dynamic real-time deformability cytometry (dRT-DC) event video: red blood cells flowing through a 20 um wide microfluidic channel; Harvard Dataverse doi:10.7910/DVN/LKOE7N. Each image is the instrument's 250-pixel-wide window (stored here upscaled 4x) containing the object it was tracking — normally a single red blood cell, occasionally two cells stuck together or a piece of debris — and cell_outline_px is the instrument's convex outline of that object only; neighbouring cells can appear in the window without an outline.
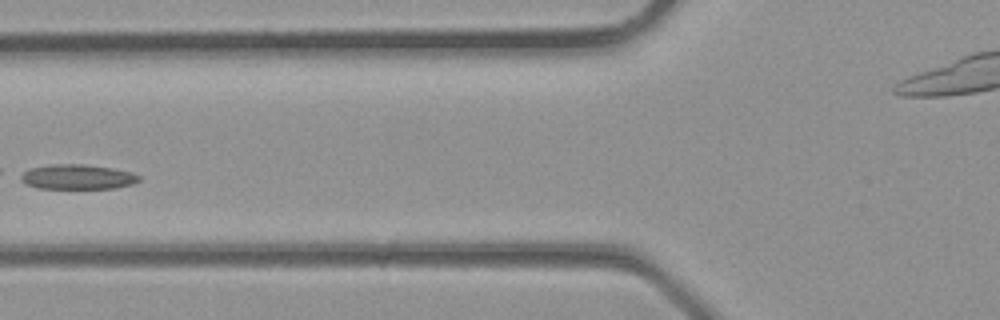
{"species": "common noctule bat (a hibernating species)", "species_latin": "Nyctalus noctula", "temperature_condition": "room temperature", "stored_images_in_passage": 31, "camera_frame_rate_fps": 3000, "um_per_image_px": 0.085, "animal": {"sex": "male", "body_mass_g": 23.1, "forearm_length_mm": 52.7}, "frame": {"image": 1, "passage_image": 10, "time_ms": 3.0, "image_size_px": [1000, 320], "cell_outline_px": [[140, 180], [132, 184], [116, 188], [40, 188], [24, 184], [20, 180], [20, 176], [28, 168], [52, 164], [84, 164], [112, 168], [132, 172], [140, 176]], "centroid_in_image_um": [6.57, 15.03], "position_along_channel_um": 119.2, "area_um2": 17.17}}
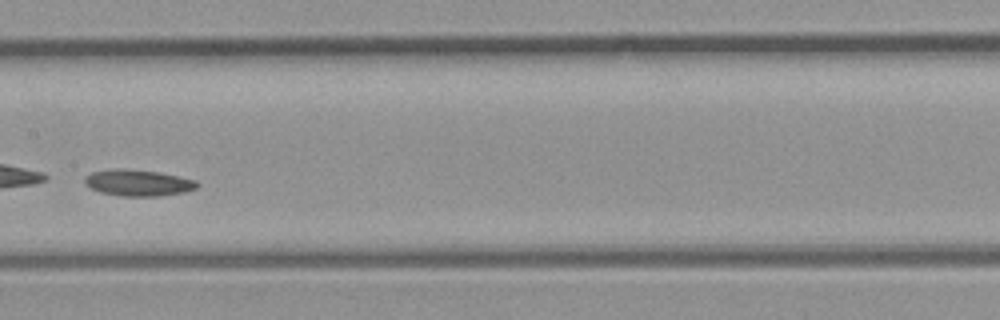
{"frame": {"image": 2, "passage_image": 14, "time_ms": 4.333, "image_size_px": [1000, 320], "cell_outline_px": [[200, 184], [196, 188], [184, 192], [160, 196], [120, 196], [100, 192], [92, 188], [84, 180], [84, 176], [92, 172], [112, 168], [124, 168], [156, 172], [196, 180]], "centroid_in_image_um": [11.73, 15.53], "position_along_channel_um": 195.7, "area_um2": 17.17}}
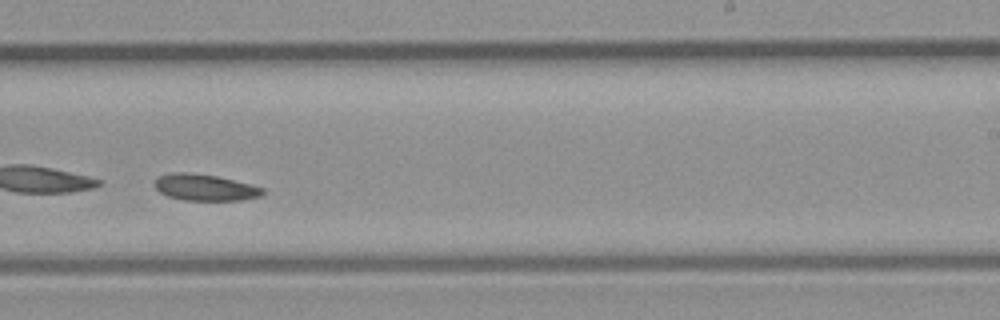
{"frame": {"image": 3, "passage_image": 18, "time_ms": 5.667, "image_size_px": [1000, 320], "cell_outline_px": [[264, 192], [260, 196], [240, 200], [184, 200], [168, 196], [160, 192], [152, 184], [160, 176], [172, 172], [188, 172], [216, 176], [252, 184], [264, 188]], "centroid_in_image_um": [17.42, 15.93], "position_along_channel_um": 271.6, "area_um2": 16.59}}